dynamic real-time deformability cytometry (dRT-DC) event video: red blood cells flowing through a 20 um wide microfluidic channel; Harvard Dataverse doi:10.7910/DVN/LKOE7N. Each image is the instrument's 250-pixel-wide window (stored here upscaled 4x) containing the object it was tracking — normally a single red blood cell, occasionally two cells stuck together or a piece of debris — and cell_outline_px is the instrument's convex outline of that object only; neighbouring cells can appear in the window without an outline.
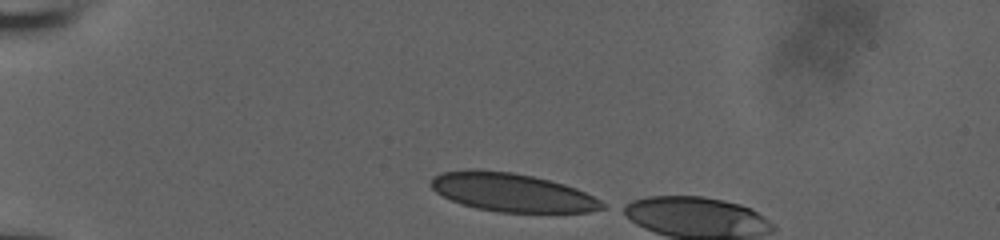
{"species": "human", "species_latin": "Homo sapiens", "temperature_condition": "room temperature", "stored_images_in_passage": 5, "camera_frame_rate_fps": 3000, "um_per_image_px": 0.085, "donor": {"sex": "male"}, "frame": {"image": 1, "passage_image": 1, "time_ms": 0.0, "image_size_px": [1000, 240], "cell_outline_px": [[608, 208], [588, 212], [500, 212], [476, 208], [460, 204], [436, 192], [428, 184], [432, 176], [440, 172], [468, 168], [476, 168], [512, 172], [532, 176], [564, 184], [576, 188], [608, 204]], "centroid_in_image_um": [43.48, 16.34], "position_along_channel_um": 41.5, "area_um2": 38.78}}